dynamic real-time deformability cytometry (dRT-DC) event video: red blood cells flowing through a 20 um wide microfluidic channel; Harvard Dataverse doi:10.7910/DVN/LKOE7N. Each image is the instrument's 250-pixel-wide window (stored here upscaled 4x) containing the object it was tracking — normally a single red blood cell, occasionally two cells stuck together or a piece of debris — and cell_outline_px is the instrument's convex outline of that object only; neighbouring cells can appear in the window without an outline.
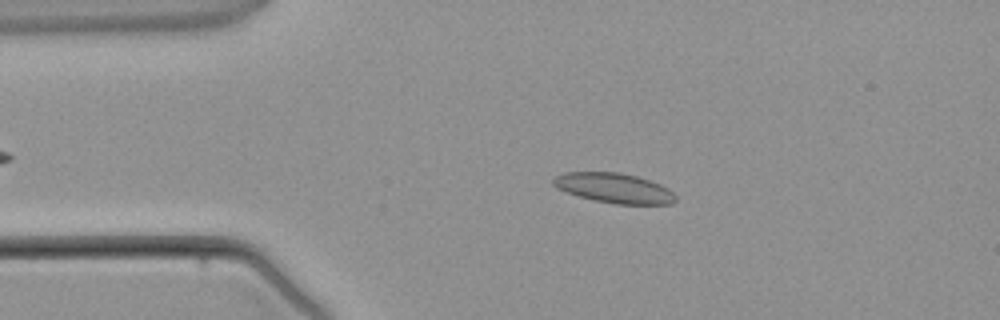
{"species": "common noctule bat (a hibernating species)", "species_latin": "Nyctalus noctula", "temperature_condition": "warm", "stored_images_in_passage": 4, "camera_frame_rate_fps": 3000, "um_per_image_px": 0.085, "animal": {"sex": "male", "body_mass_g": 21.5, "forearm_length_mm": 52.0}, "frame": {"image": 1, "passage_image": 3, "time_ms": 2.333, "image_size_px": [1000, 320], "cell_outline_px": [[676, 200], [672, 204], [616, 204], [596, 200], [580, 196], [556, 188], [552, 184], [552, 180], [556, 176], [564, 172], [616, 172], [636, 176], [660, 184], [668, 188], [676, 196]], "centroid_in_image_um": [52.2, 15.98], "position_along_channel_um": 32.8, "area_um2": 21.1}}